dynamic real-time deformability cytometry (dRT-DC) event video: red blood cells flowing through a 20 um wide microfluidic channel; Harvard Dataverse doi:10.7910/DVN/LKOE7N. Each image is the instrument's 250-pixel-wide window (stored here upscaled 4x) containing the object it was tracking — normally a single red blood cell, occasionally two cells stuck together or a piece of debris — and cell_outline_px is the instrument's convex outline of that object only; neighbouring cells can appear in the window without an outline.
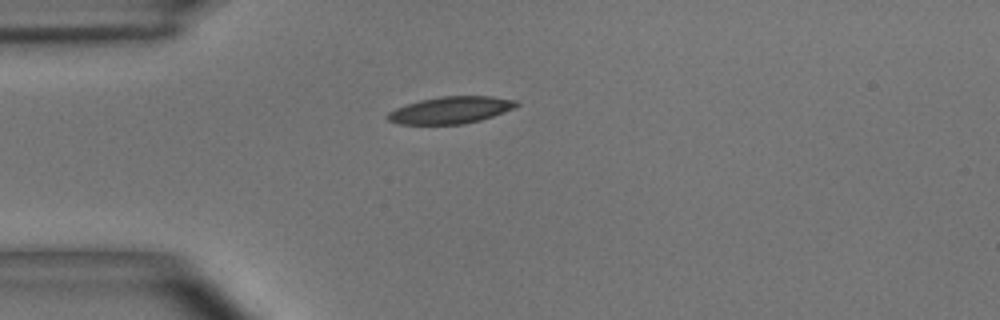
{"species": "common noctule bat (a hibernating species)", "species_latin": "Nyctalus noctula", "temperature_condition": "room temperature", "stored_images_in_passage": 7, "camera_frame_rate_fps": 3000, "um_per_image_px": 0.085, "animal": {"sex": "male", "body_mass_g": 15.6}, "frame": {"image": 1, "passage_image": 1, "time_ms": 0.0, "image_size_px": [1000, 320], "cell_outline_px": [[520, 104], [504, 112], [480, 120], [464, 124], [400, 124], [388, 120], [384, 116], [388, 112], [396, 108], [420, 100], [440, 96], [492, 96], [516, 100]], "centroid_in_image_um": [38.29, 9.35], "position_along_channel_um": 46.7, "area_um2": 20.17}}
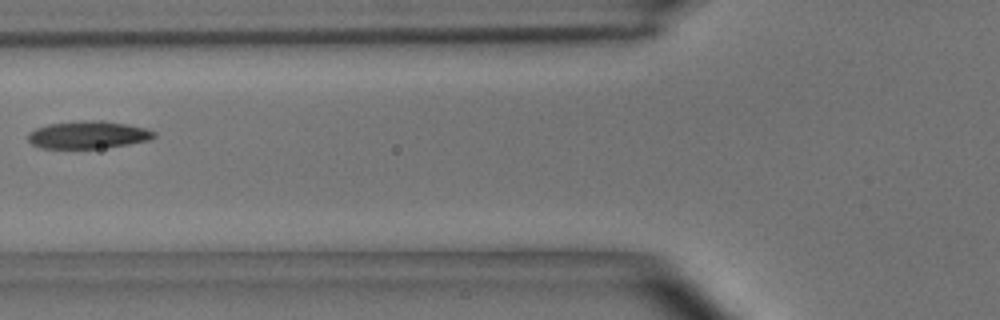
{"frame": {"image": 2, "passage_image": 3, "time_ms": 0.667, "image_size_px": [1000, 320], "cell_outline_px": [[156, 136], [148, 140], [128, 144], [100, 148], [40, 148], [32, 144], [28, 140], [28, 132], [36, 128], [48, 124], [84, 120], [100, 120], [128, 124], [148, 128], [156, 132]], "centroid_in_image_um": [7.49, 11.45], "position_along_channel_um": 118.3, "area_um2": 20.29}}